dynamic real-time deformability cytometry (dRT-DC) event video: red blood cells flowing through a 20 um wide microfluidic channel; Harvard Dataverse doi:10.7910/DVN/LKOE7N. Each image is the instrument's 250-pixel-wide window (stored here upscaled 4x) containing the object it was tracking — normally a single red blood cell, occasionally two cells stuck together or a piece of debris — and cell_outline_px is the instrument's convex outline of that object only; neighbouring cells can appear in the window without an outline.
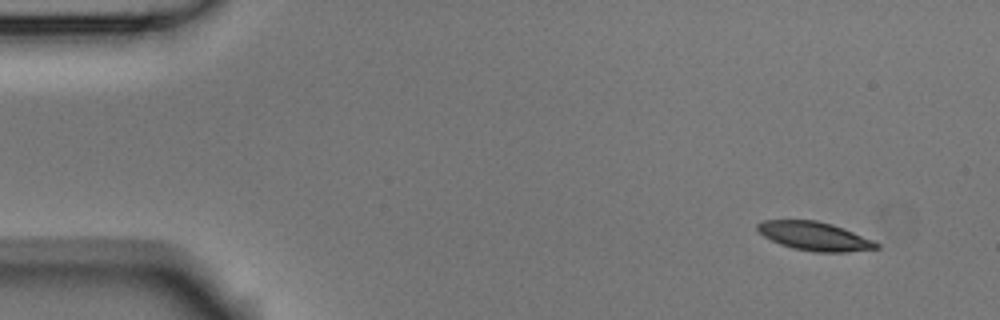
{"species": "Egyptian fruit bat (a non-hibernating species)", "species_latin": "Rousettus aegyptiacus", "temperature_condition": "room temperature", "stored_images_in_passage": 13, "camera_frame_rate_fps": 3000, "um_per_image_px": 0.085, "animal": {"sex": "male"}, "frame": {"image": 1, "passage_image": 1, "time_ms": 0.0, "image_size_px": [1000, 320], "cell_outline_px": [[880, 248], [848, 252], [816, 252], [792, 248], [780, 244], [764, 236], [756, 228], [756, 224], [764, 220], [816, 220], [832, 224], [844, 228], [872, 240], [880, 244]], "centroid_in_image_um": [69.24, 20.07], "position_along_channel_um": 15.8, "area_um2": 19.83}}
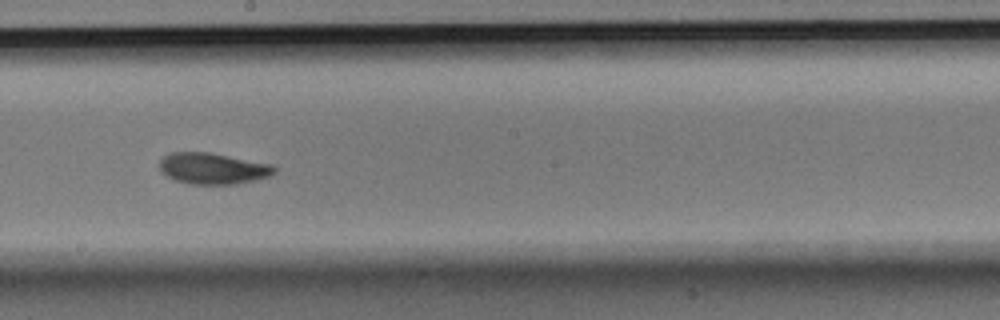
{"frame": {"image": 2, "passage_image": 8, "time_ms": 2.333, "image_size_px": [1000, 320], "cell_outline_px": [[276, 172], [268, 176], [256, 180], [236, 184], [188, 184], [176, 180], [160, 172], [160, 160], [168, 152], [212, 152], [272, 164], [276, 168]], "centroid_in_image_um": [18.1, 14.31], "position_along_channel_um": 230.1, "area_um2": 21.1}}
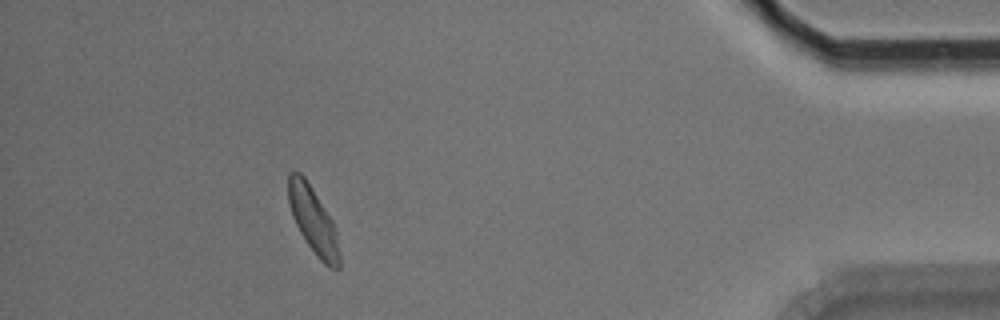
{"frame": {"image": 3, "passage_image": 13, "time_ms": 4.0, "image_size_px": [1000, 320], "cell_outline_px": [[340, 268], [328, 268], [316, 256], [300, 232], [292, 216], [288, 204], [288, 172], [300, 172], [304, 176], [332, 220], [336, 232], [340, 252]], "centroid_in_image_um": [26.62, 18.75], "position_along_channel_um": 408.6, "area_um2": 19.65}}